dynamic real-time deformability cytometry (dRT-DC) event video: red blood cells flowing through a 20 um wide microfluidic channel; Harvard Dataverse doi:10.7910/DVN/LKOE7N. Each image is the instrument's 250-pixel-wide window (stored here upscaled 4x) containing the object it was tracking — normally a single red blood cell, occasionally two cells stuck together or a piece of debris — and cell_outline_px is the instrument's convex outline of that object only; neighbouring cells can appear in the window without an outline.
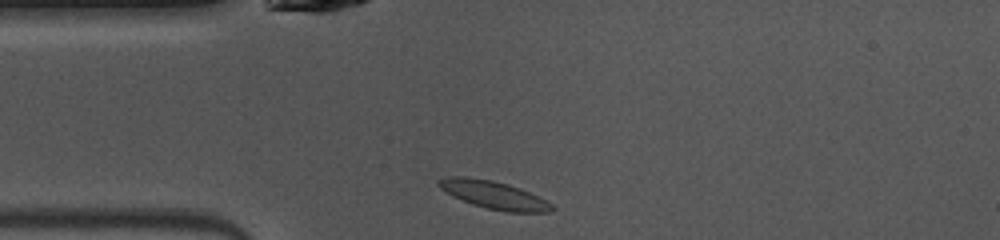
{"species": "common noctule bat (a hibernating species)", "species_latin": "Nyctalus noctula", "temperature_condition": "warm", "stored_images_in_passage": 38, "camera_frame_rate_fps": 3000, "um_per_image_px": 0.085, "animal": {"sex": "female", "body_mass_g": 10.0, "forearm_length_mm": 53.1}, "frame": {"image": 1, "passage_image": 1, "time_ms": 0.0, "image_size_px": [1000, 240], "cell_outline_px": [[556, 208], [552, 212], [508, 212], [484, 208], [472, 204], [452, 196], [440, 188], [436, 184], [440, 180], [452, 176], [464, 176], [492, 180], [508, 184], [520, 188], [552, 204]], "centroid_in_image_um": [41.97, 16.58], "position_along_channel_um": 43.0, "area_um2": 18.26}}
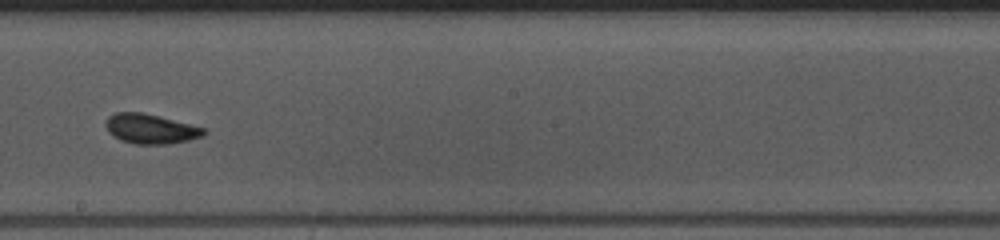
{"frame": {"image": 2, "passage_image": 16, "time_ms": 5.0, "image_size_px": [1000, 240], "cell_outline_px": [[208, 132], [204, 136], [188, 140], [168, 144], [136, 144], [120, 140], [112, 136], [108, 132], [104, 124], [108, 116], [116, 112], [144, 112], [204, 128]], "centroid_in_image_um": [12.77, 10.95], "position_along_channel_um": 235.4, "area_um2": 17.11}}
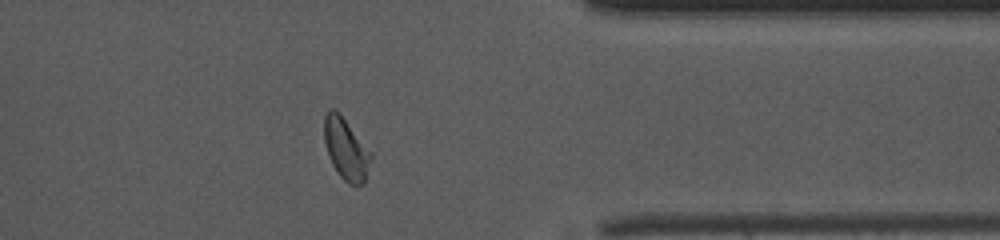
{"frame": {"image": 3, "passage_image": 28, "time_ms": 9.0, "image_size_px": [1000, 240], "cell_outline_px": [[372, 156], [364, 184], [356, 188], [348, 184], [340, 176], [332, 164], [328, 156], [324, 144], [324, 116], [328, 108], [332, 108], [340, 112], [372, 152]], "centroid_in_image_um": [29.41, 12.66], "position_along_channel_um": 382.0, "area_um2": 17.28}, "authors_computed_cell_mechanics": {"area_um2": 16.7331, "velocity_mm_per_s": 4.0459, "shape_relaxation_time_tau1_ms": 2.7617, "shape_relaxation_time_tau2_ms": 1.3491, "deformation_change_tau1": 0.1157, "deformation_change_tau2": 0.0638}}